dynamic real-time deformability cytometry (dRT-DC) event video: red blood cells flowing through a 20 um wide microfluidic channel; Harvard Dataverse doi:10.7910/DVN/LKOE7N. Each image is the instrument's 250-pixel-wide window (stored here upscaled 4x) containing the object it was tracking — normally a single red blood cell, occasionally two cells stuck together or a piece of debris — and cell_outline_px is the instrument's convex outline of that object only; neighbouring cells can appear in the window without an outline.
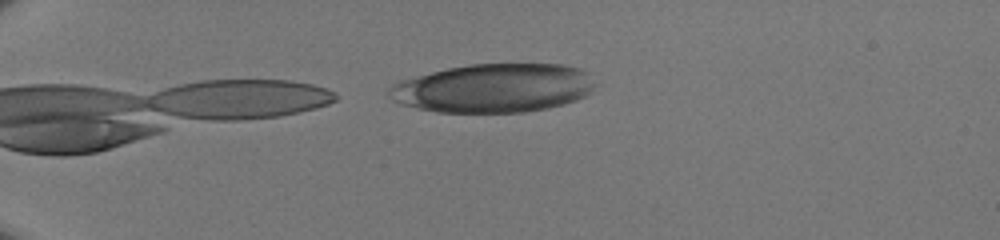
{"species": "human", "species_latin": "Homo sapiens", "temperature_condition": "room temperature", "stored_images_in_passage": 29, "camera_frame_rate_fps": 3000, "um_per_image_px": 0.085, "donor": {"sex": "male"}, "frame": {"image": 1, "passage_image": 1, "time_ms": 0.0, "image_size_px": [1000, 240], "cell_outline_px": [[592, 84], [588, 92], [584, 96], [576, 100], [564, 104], [548, 108], [524, 112], [436, 112], [416, 108], [400, 104], [392, 100], [388, 92], [388, 88], [392, 84], [400, 80], [448, 68], [472, 64], [560, 64], [580, 68], [584, 72]], "centroid_in_image_um": [41.87, 7.5], "position_along_channel_um": 43.1, "area_um2": 58.03}}
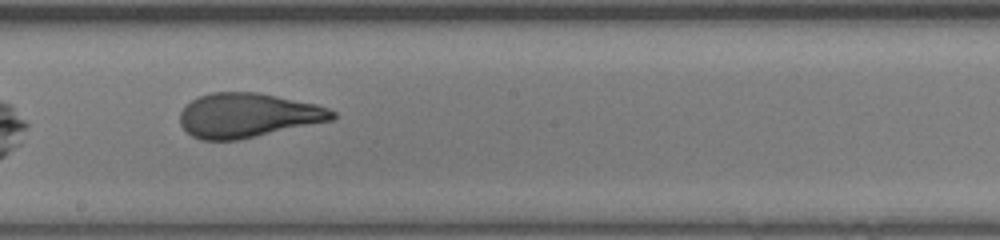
{"frame": {"image": 2, "passage_image": 13, "time_ms": 4.0, "image_size_px": [1000, 240], "cell_outline_px": [[336, 116], [332, 120], [236, 140], [200, 140], [192, 136], [180, 124], [180, 112], [192, 100], [200, 96], [212, 92], [256, 92], [316, 104], [328, 108], [336, 112]], "centroid_in_image_um": [21.05, 9.8], "position_along_channel_um": 227.2, "area_um2": 38.96}}
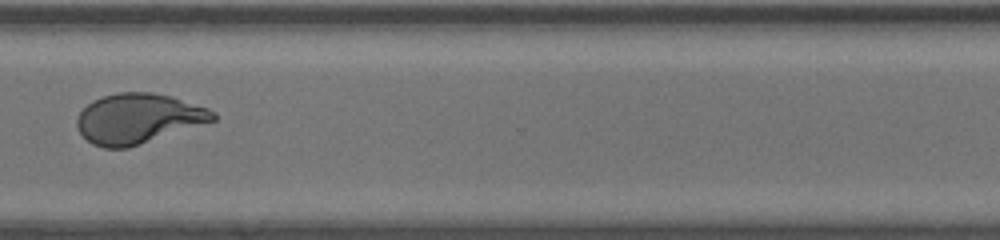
{"frame": {"image": 3, "passage_image": 22, "time_ms": 7.0, "image_size_px": [1000, 240], "cell_outline_px": [[216, 120], [128, 148], [104, 148], [92, 144], [76, 128], [76, 120], [80, 112], [92, 100], [116, 92], [152, 92], [168, 96], [208, 108], [216, 112]], "centroid_in_image_um": [11.73, 10.08], "position_along_channel_um": 358.9, "area_um2": 39.42}}